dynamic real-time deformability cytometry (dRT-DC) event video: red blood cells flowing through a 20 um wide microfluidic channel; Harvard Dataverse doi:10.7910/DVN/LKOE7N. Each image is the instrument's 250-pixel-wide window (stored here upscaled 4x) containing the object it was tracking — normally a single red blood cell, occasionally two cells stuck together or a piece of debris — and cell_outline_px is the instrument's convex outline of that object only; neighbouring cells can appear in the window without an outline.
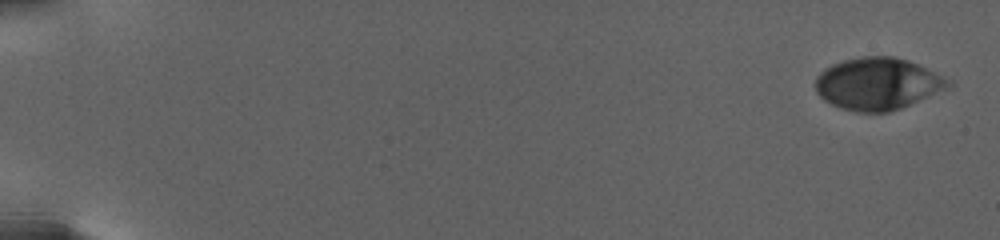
{"species": "human", "species_latin": "Homo sapiens", "temperature_condition": "warm", "stored_images_in_passage": 82, "camera_frame_rate_fps": 3000, "um_per_image_px": 0.085, "donor": {"sex": "female"}, "frame": {"image": 1, "passage_image": 1, "time_ms": 0.0, "image_size_px": [1000, 240], "cell_outline_px": [[952, 88], [900, 108], [888, 112], [856, 112], [840, 108], [824, 100], [816, 92], [816, 76], [824, 68], [832, 64], [844, 60], [860, 56], [892, 56], [908, 60], [944, 76], [952, 80]], "centroid_in_image_um": [74.63, 7.12], "position_along_channel_um": 10.4, "area_um2": 40.63}}
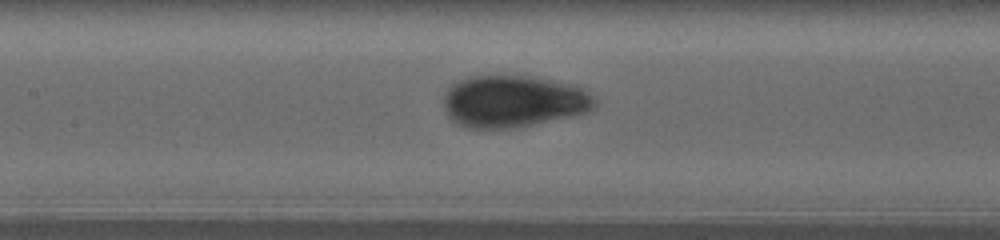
{"frame": {"image": 2, "passage_image": 34, "time_ms": 13.0, "image_size_px": [1000, 240], "cell_outline_px": [[596, 108], [592, 112], [516, 128], [468, 128], [456, 124], [448, 116], [444, 108], [444, 96], [448, 88], [452, 84], [468, 76], [536, 76], [572, 84], [588, 92], [596, 100]], "centroid_in_image_um": [43.66, 8.62], "position_along_channel_um": 163.7, "area_um2": 46.3}}
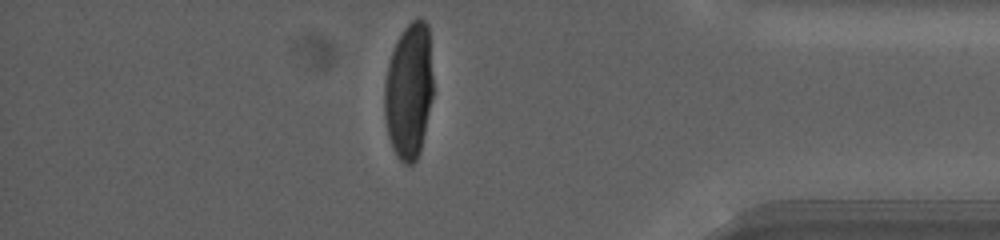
{"frame": {"image": 3, "passage_image": 70, "time_ms": 23.0, "image_size_px": [1000, 240], "cell_outline_px": [[432, 96], [420, 152], [416, 160], [412, 164], [404, 164], [396, 156], [392, 148], [388, 136], [384, 116], [384, 84], [388, 64], [396, 40], [404, 28], [416, 16], [420, 16], [428, 24], [432, 76]], "centroid_in_image_um": [34.74, 7.71], "position_along_channel_um": 400.5, "area_um2": 38.73}, "authors_computed_cell_mechanics": {"area_um2": 41.3848, "velocity_mm_per_s": 2.6168, "shape_relaxation_time_tau1_ms": 7.0915, "shape_relaxation_time_tau2_ms": null, "deformation_change_tau1": 0.212, "deformation_change_tau2": null}}